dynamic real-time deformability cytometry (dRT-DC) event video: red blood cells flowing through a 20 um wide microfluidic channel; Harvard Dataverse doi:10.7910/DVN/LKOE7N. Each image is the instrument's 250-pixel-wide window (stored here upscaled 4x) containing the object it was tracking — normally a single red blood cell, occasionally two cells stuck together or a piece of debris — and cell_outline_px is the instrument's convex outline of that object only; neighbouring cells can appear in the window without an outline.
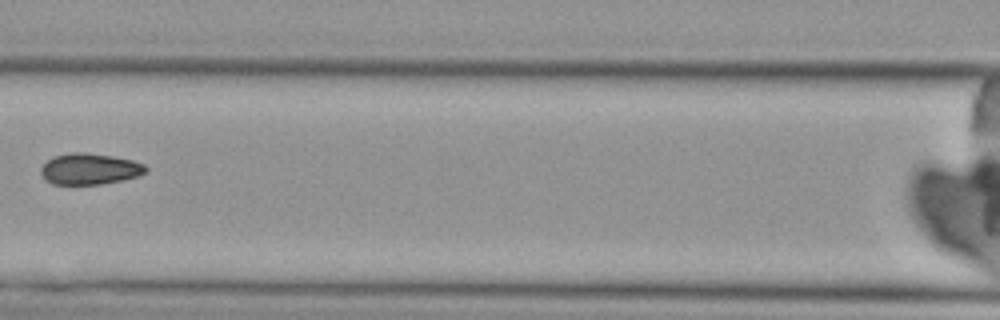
{"species": "Egyptian fruit bat (a non-hibernating species)", "species_latin": "Rousettus aegyptiacus", "temperature_condition": "cold", "stored_images_in_passage": 8, "camera_frame_rate_fps": 3000, "um_per_image_px": 0.085, "animal": {"sex": "female"}, "frame": {"image": 1, "passage_image": 8, "time_ms": 8.333, "image_size_px": [1000, 320], "cell_outline_px": [[148, 168], [140, 176], [124, 180], [100, 184], [52, 184], [44, 180], [40, 172], [40, 168], [52, 156], [72, 152], [84, 152], [112, 156], [132, 160], [144, 164]], "centroid_in_image_um": [7.6, 14.36], "position_along_channel_um": 159.0, "area_um2": 19.19}}